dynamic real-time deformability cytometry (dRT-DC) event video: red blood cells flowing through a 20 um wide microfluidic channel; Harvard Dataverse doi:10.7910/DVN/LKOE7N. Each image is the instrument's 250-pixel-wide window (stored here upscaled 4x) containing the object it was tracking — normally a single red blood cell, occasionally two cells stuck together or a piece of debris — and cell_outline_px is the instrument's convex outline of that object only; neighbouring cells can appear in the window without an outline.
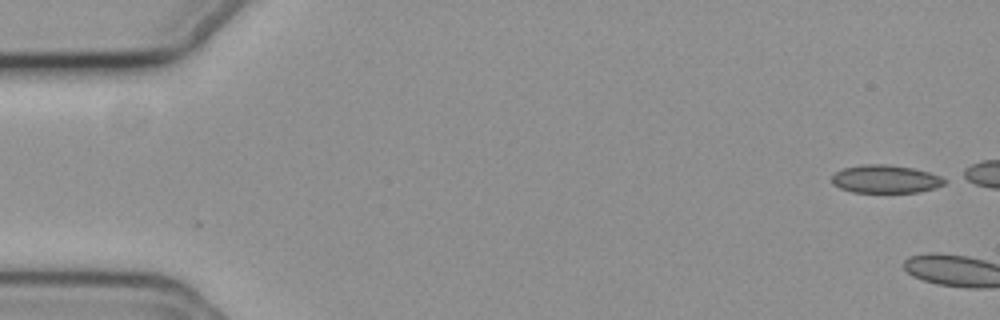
{"species": "common noctule bat (a hibernating species)", "species_latin": "Nyctalus noctula", "temperature_condition": "cold", "stored_images_in_passage": 4, "camera_frame_rate_fps": 3000, "um_per_image_px": 0.085, "animal": {"sex": "female", "body_mass_g": 19.3, "forearm_length_mm": 54.1}, "frame": {"image": 1, "passage_image": 1, "time_ms": 0.0, "image_size_px": [1000, 320], "cell_outline_px": [[948, 180], [944, 184], [936, 188], [920, 192], [852, 192], [840, 188], [832, 184], [832, 176], [836, 172], [844, 168], [860, 164], [888, 164], [912, 168], [928, 172], [940, 176]], "centroid_in_image_um": [75.27, 15.22], "position_along_channel_um": 9.7, "area_um2": 18.5}}